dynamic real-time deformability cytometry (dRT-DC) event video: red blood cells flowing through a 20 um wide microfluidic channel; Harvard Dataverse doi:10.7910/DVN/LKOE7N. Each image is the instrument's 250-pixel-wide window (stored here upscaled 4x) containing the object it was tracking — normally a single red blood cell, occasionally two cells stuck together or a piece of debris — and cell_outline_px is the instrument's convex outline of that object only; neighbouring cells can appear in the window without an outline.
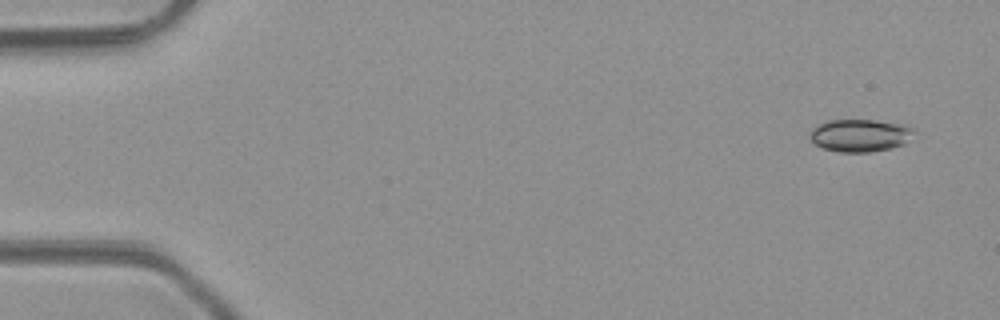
{"species": "common noctule bat (a hibernating species)", "species_latin": "Nyctalus noctula", "temperature_condition": "room temperature", "stored_images_in_passage": 5, "camera_frame_rate_fps": 3000, "um_per_image_px": 0.085, "animal": {"sex": "male", "body_mass_g": 23.1, "forearm_length_mm": 52.7}, "frame": {"image": 1, "passage_image": 1, "time_ms": 0.0, "image_size_px": [1000, 320], "cell_outline_px": [[916, 132], [912, 140], [904, 144], [892, 148], [872, 152], [836, 152], [824, 148], [816, 144], [808, 136], [812, 128], [828, 120], [872, 120], [904, 124], [912, 128]], "centroid_in_image_um": [73.15, 11.51], "position_along_channel_um": 11.8, "area_um2": 20.0}}
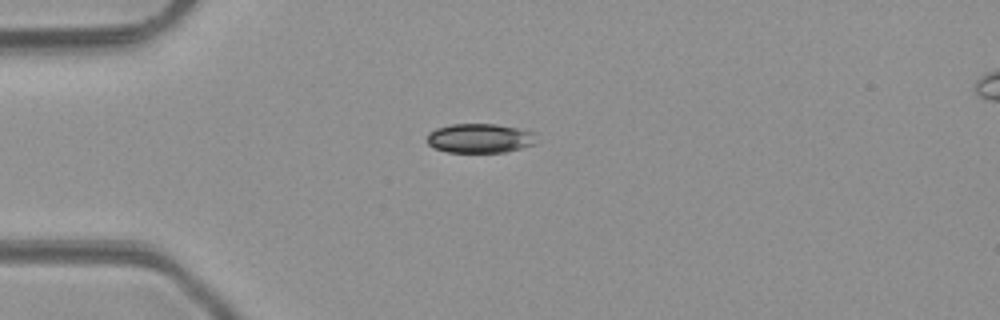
{"frame": {"image": 2, "passage_image": 4, "time_ms": 3.333, "image_size_px": [1000, 320], "cell_outline_px": [[536, 144], [504, 152], [448, 152], [432, 148], [428, 144], [428, 132], [436, 128], [448, 124], [496, 124], [516, 128], [532, 132]], "centroid_in_image_um": [40.72, 11.75], "position_along_channel_um": 44.3, "area_um2": 18.61}}